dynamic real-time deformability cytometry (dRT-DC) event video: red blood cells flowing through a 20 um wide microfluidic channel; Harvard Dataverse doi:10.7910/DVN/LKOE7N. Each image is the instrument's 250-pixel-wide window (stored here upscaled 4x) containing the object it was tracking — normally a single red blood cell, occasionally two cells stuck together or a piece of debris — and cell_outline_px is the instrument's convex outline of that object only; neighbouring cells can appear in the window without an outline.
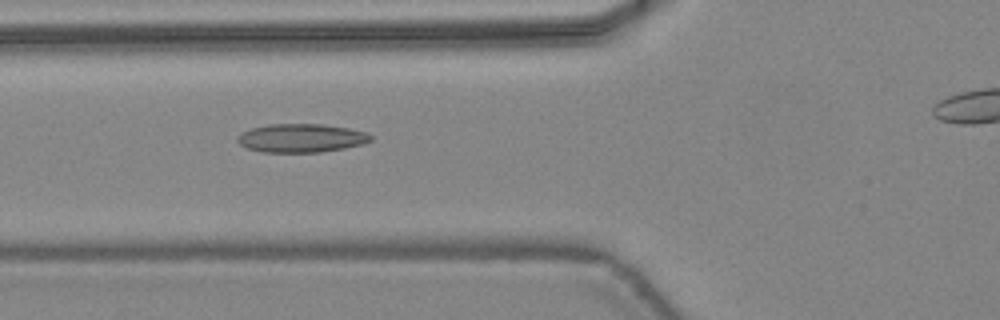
{"species": "common noctule bat (a hibernating species)", "species_latin": "Nyctalus noctula", "temperature_condition": "warm", "stored_images_in_passage": 42, "camera_frame_rate_fps": 3000, "um_per_image_px": 0.085, "animal": {"sex": "female", "body_mass_g": 24.6, "forearm_length_mm": 56.2}, "frame": {"image": 1, "passage_image": 18, "time_ms": 5.667, "image_size_px": [1000, 320], "cell_outline_px": [[372, 140], [364, 144], [344, 148], [320, 152], [264, 152], [248, 148], [240, 144], [236, 140], [236, 136], [252, 128], [272, 124], [320, 124], [348, 128], [368, 132], [372, 136]], "centroid_in_image_um": [25.64, 11.74], "position_along_channel_um": 100.2, "area_um2": 22.08}}
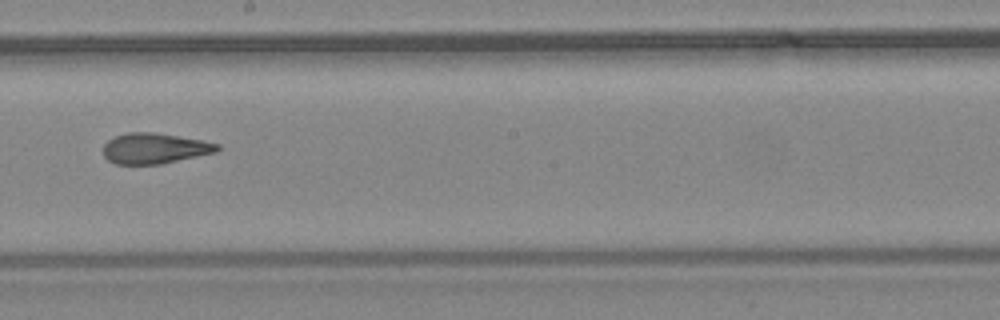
{"frame": {"image": 2, "passage_image": 27, "time_ms": 8.667, "image_size_px": [1000, 320], "cell_outline_px": [[220, 148], [216, 152], [160, 164], [116, 164], [108, 160], [104, 156], [104, 144], [108, 140], [116, 136], [128, 132], [152, 132], [200, 140], [220, 144]], "centroid_in_image_um": [13.12, 12.61], "position_along_channel_um": 235.1, "area_um2": 20.06}}
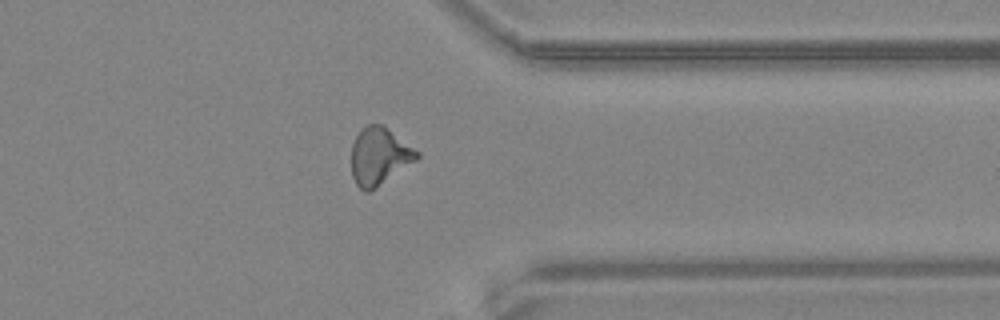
{"frame": {"image": 3, "passage_image": 37, "time_ms": 12.0, "image_size_px": [1000, 320], "cell_outline_px": [[420, 156], [416, 160], [368, 192], [364, 192], [356, 184], [352, 176], [352, 144], [360, 128], [368, 124], [384, 124], [420, 152]], "centroid_in_image_um": [32.24, 13.23], "position_along_channel_um": 379.2, "area_um2": 21.85}}